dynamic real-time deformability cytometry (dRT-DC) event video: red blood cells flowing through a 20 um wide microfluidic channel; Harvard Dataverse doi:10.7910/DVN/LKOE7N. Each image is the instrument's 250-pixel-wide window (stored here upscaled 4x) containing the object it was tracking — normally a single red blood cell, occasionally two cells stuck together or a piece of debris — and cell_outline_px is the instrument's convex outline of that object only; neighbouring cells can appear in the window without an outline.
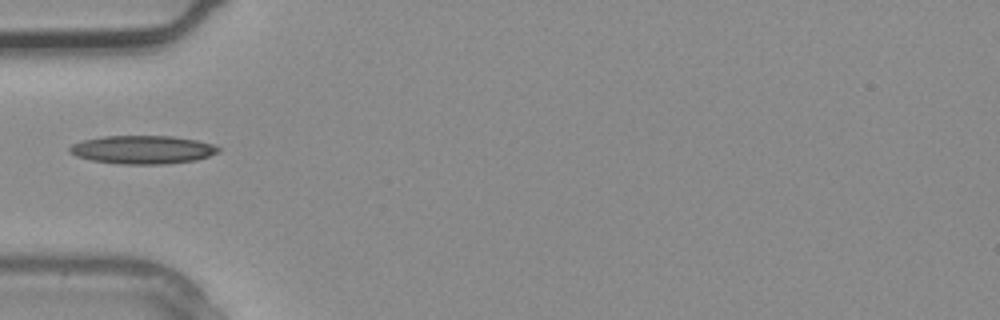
{"species": "common noctule bat (a hibernating species)", "species_latin": "Nyctalus noctula", "temperature_condition": "warm", "stored_images_in_passage": 1, "camera_frame_rate_fps": 3000, "um_per_image_px": 0.085, "animal": {"sex": "male", "body_mass_g": 20.4}, "frame": {"image": 1, "passage_image": 1, "time_ms": 0.0, "image_size_px": [1000, 320], "cell_outline_px": [[220, 152], [196, 160], [168, 164], [120, 164], [92, 160], [76, 156], [68, 152], [68, 148], [72, 144], [84, 140], [104, 136], [172, 136], [196, 140], [212, 144], [220, 148]], "centroid_in_image_um": [12.12, 12.72], "position_along_channel_um": 72.9, "area_um2": 24.57}}